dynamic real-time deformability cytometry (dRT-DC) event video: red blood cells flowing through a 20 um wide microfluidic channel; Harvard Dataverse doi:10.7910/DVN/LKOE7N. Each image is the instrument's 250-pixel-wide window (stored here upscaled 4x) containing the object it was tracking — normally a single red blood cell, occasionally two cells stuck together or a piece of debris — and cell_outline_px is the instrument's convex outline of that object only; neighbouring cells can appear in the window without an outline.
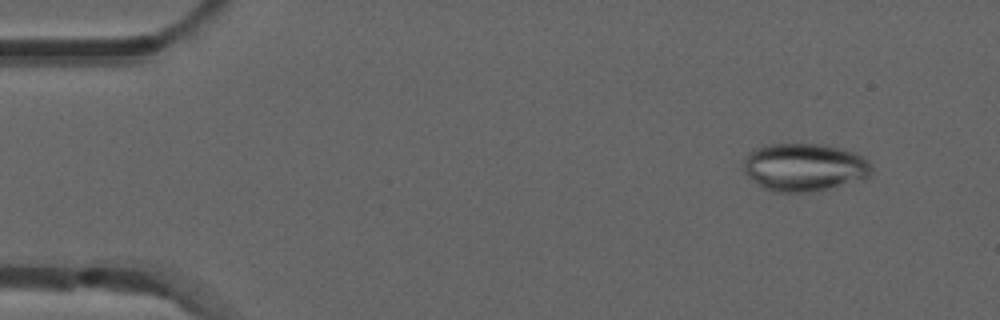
{"species": "common noctule bat (a hibernating species)", "species_latin": "Nyctalus noctula", "temperature_condition": "room temperature", "stored_images_in_passage": 5, "camera_frame_rate_fps": 3000, "um_per_image_px": 0.085, "animal": {"sex": "male", "forearm_length_mm": 52.5}, "frame": {"image": 1, "passage_image": 2, "time_ms": 0.333, "image_size_px": [1000, 320], "cell_outline_px": [[872, 172], [864, 180], [820, 192], [772, 192], [764, 188], [748, 176], [744, 172], [744, 160], [748, 152], [756, 148], [768, 144], [820, 144], [844, 148], [856, 152], [868, 160], [872, 164]], "centroid_in_image_um": [68.43, 14.23], "position_along_channel_um": 16.6, "area_um2": 36.47}}